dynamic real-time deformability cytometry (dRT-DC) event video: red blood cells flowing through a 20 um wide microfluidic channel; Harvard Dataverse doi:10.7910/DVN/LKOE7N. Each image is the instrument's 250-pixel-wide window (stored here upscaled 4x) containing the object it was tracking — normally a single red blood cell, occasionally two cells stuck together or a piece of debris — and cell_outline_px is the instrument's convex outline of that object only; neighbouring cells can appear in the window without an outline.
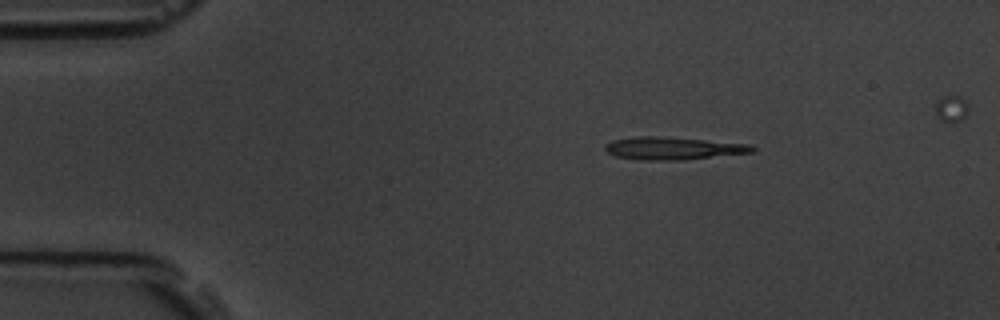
{"species": "common noctule bat (a hibernating species)", "species_latin": "Nyctalus noctula", "temperature_condition": "room temperature", "stored_images_in_passage": 5, "camera_frame_rate_fps": 3000, "um_per_image_px": 0.085, "animal": {"sex": "male", "body_mass_g": 19.5, "forearm_length_mm": 54.6}, "frame": {"image": 1, "passage_image": 2, "time_ms": 1.0, "image_size_px": [1000, 320], "cell_outline_px": [[756, 152], [684, 160], [648, 160], [616, 156], [608, 152], [604, 148], [604, 144], [612, 140], [644, 136], [656, 136], [704, 140], [748, 144], [756, 148]], "centroid_in_image_um": [57.24, 12.61], "position_along_channel_um": 27.8, "area_um2": 19.19}}